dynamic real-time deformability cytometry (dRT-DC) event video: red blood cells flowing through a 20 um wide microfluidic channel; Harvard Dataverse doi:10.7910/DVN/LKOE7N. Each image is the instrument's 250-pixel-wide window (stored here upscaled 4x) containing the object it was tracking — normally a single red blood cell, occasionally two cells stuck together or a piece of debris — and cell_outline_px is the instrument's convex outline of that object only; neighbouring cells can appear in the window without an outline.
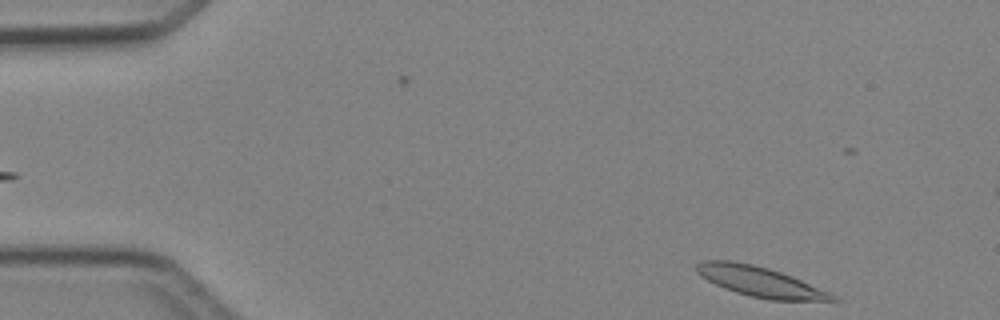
{"species": "Egyptian fruit bat (a non-hibernating species)", "species_latin": "Rousettus aegyptiacus", "temperature_condition": "cold", "stored_images_in_passage": 3, "segment_of_instrument_passage": [2, 2], "camera_frame_rate_fps": 3000, "um_per_image_px": 0.085, "animal": {"sex": "female"}, "frame": {"image": 1, "passage_image": 3, "time_ms": 2.333, "image_size_px": [1000, 320], "cell_outline_px": [[840, 300], [768, 300], [736, 292], [724, 288], [700, 276], [696, 272], [696, 264], [700, 260], [732, 260], [752, 264], [768, 268], [792, 276], [828, 292], [836, 296]], "centroid_in_image_um": [64.54, 23.92], "position_along_channel_um": 20.5, "area_um2": 23.52}}